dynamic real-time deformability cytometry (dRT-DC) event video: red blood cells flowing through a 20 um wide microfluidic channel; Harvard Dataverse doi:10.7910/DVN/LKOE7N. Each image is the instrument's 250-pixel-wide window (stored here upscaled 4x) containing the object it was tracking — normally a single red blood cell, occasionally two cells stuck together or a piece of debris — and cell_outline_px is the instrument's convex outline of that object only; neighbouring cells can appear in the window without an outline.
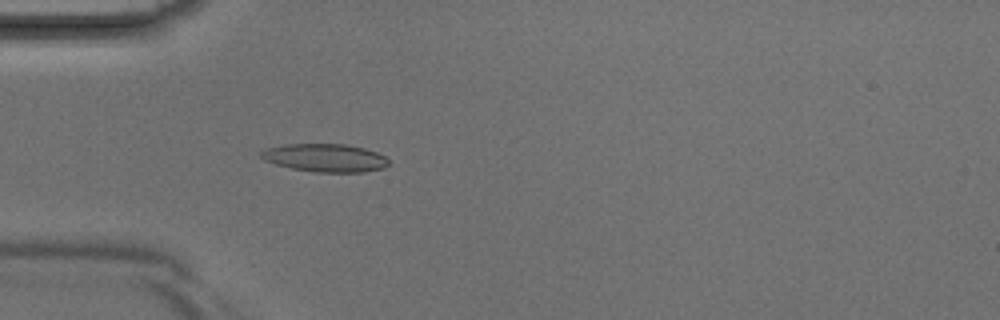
{"species": "Egyptian fruit bat (a non-hibernating species)", "species_latin": "Rousettus aegyptiacus", "temperature_condition": "room temperature", "stored_images_in_passage": 4, "camera_frame_rate_fps": 3000, "um_per_image_px": 0.085, "animal": {"sex": "male"}, "frame": {"image": 1, "passage_image": 4, "time_ms": 1.0, "image_size_px": [1000, 320], "cell_outline_px": [[388, 164], [384, 168], [364, 172], [312, 172], [292, 168], [276, 164], [264, 160], [260, 156], [260, 152], [264, 148], [284, 144], [344, 144], [364, 148], [376, 152], [384, 156], [388, 160]], "centroid_in_image_um": [27.61, 13.41], "position_along_channel_um": 57.4, "area_um2": 20.92}}